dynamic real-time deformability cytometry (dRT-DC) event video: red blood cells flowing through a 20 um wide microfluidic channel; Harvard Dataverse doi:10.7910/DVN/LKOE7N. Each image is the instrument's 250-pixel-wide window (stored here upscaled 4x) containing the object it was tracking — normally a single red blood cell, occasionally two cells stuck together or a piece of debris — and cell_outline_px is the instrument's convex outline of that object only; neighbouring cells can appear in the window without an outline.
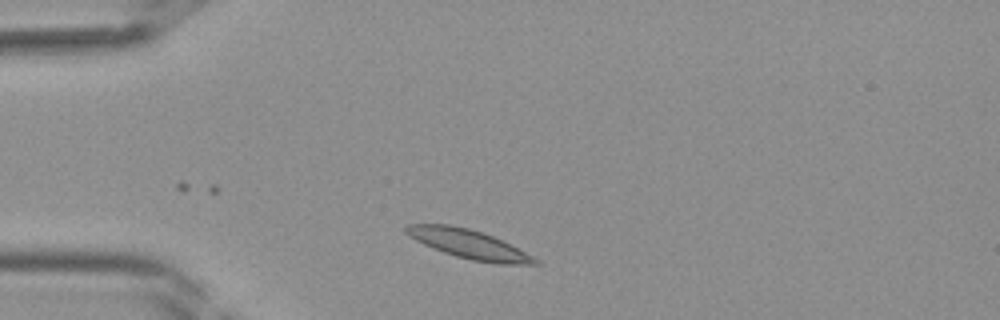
{"species": "Egyptian fruit bat (a non-hibernating species)", "species_latin": "Rousettus aegyptiacus", "temperature_condition": "room temperature", "stored_images_in_passage": 32, "camera_frame_rate_fps": 3000, "um_per_image_px": 0.085, "frame": {"image": 1, "passage_image": 2, "time_ms": 0.333, "image_size_px": [1000, 320], "cell_outline_px": [[540, 264], [500, 264], [472, 260], [456, 256], [444, 252], [424, 244], [408, 236], [404, 232], [404, 228], [408, 224], [448, 224], [468, 228], [492, 236], [532, 256]], "centroid_in_image_um": [39.77, 20.74], "position_along_channel_um": 45.2, "area_um2": 21.21}}
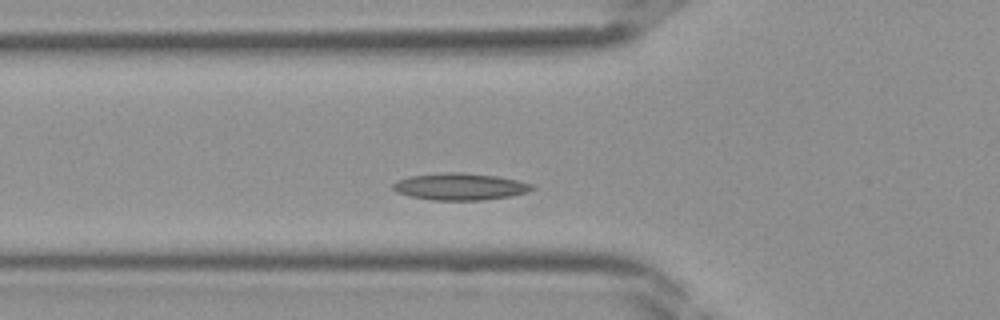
{"frame": {"image": 2, "passage_image": 6, "time_ms": 1.667, "image_size_px": [1000, 320], "cell_outline_px": [[536, 188], [528, 192], [512, 196], [484, 200], [432, 200], [408, 196], [396, 192], [392, 188], [392, 184], [396, 180], [408, 176], [448, 172], [460, 172], [496, 176], [516, 180], [532, 184]], "centroid_in_image_um": [39.08, 15.87], "position_along_channel_um": 86.7, "area_um2": 21.96}}